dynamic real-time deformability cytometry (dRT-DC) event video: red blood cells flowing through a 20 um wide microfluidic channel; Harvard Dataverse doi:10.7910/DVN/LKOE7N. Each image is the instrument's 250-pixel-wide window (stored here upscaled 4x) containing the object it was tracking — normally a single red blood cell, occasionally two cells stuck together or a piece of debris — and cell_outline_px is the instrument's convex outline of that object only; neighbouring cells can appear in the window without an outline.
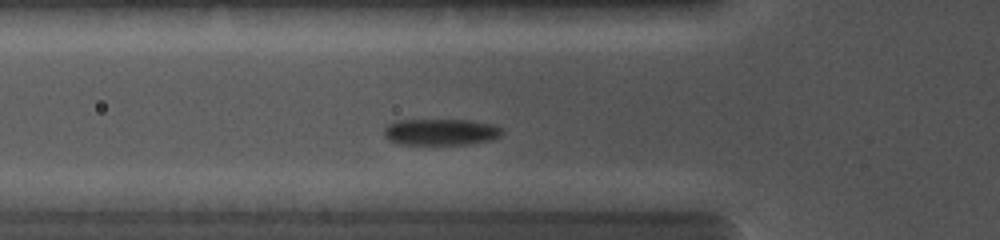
{"species": "common noctule bat (a hibernating species)", "species_latin": "Nyctalus noctula", "temperature_condition": "cold", "stored_images_in_passage": 4, "camera_frame_rate_fps": 5000, "um_per_image_px": 0.085, "animal": {"sex": "female", "body_mass_g": 19.0, "forearm_length_mm": 56.7}, "frame": {"image": 1, "passage_image": 4, "time_ms": 2.6, "image_size_px": [1000, 240], "cell_outline_px": [[504, 132], [500, 136], [492, 140], [468, 144], [396, 144], [388, 140], [384, 136], [384, 128], [388, 124], [396, 120], [472, 120], [496, 124]], "centroid_in_image_um": [37.47, 11.21], "position_along_channel_um": 88.3, "area_um2": 18.44}}